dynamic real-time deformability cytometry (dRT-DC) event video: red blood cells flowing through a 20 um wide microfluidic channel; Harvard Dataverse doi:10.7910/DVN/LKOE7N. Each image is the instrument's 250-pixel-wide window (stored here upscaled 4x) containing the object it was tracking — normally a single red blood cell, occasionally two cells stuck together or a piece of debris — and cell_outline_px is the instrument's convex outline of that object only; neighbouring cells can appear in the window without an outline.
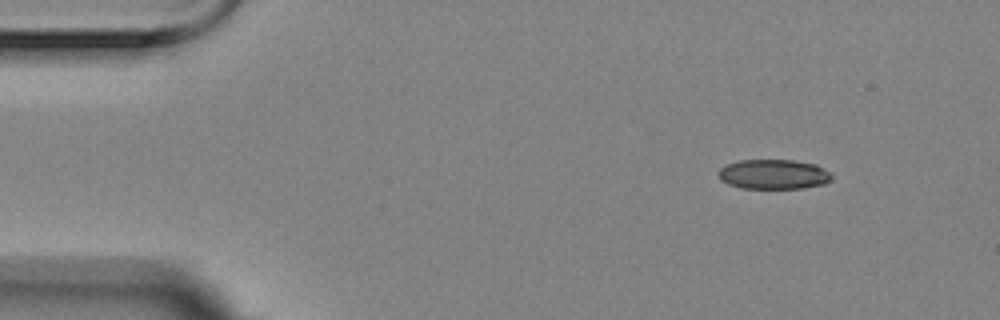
{"species": "Egyptian fruit bat (a non-hibernating species)", "species_latin": "Rousettus aegyptiacus", "temperature_condition": "room temperature", "stored_images_in_passage": 10, "camera_frame_rate_fps": 3000, "um_per_image_px": 0.085, "animal": {"sex": "female"}, "frame": {"image": 1, "passage_image": 1, "time_ms": 0.0, "image_size_px": [1000, 320], "cell_outline_px": [[832, 180], [824, 184], [800, 188], [744, 188], [728, 184], [720, 180], [716, 172], [724, 164], [736, 160], [796, 160], [816, 164], [832, 172]], "centroid_in_image_um": [65.74, 14.8], "position_along_channel_um": 19.3, "area_um2": 20.0}}
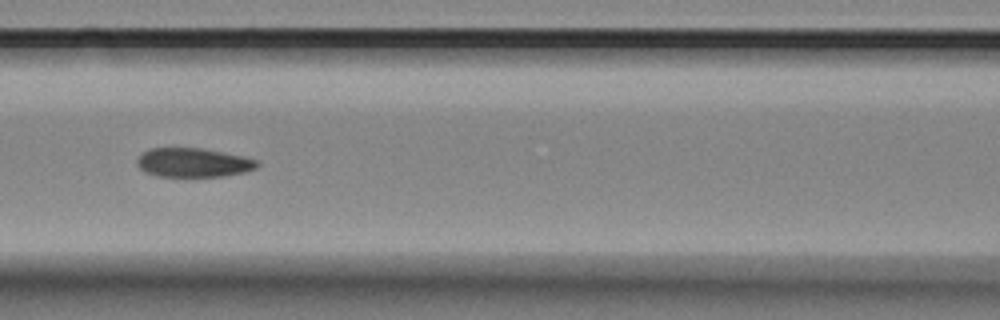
{"frame": {"image": 2, "passage_image": 6, "time_ms": 1.667, "image_size_px": [1000, 320], "cell_outline_px": [[260, 164], [256, 168], [244, 172], [224, 176], [156, 176], [144, 172], [136, 164], [136, 160], [144, 152], [152, 148], [200, 148], [244, 156], [256, 160]], "centroid_in_image_um": [16.42, 13.82], "position_along_channel_um": 150.2, "area_um2": 20.23}}
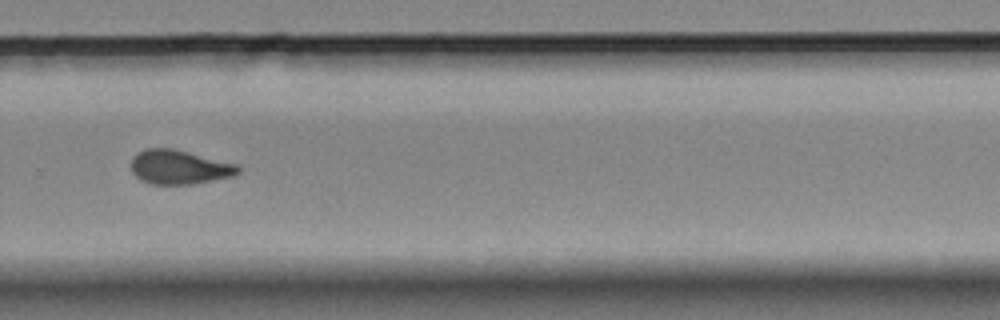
{"frame": {"image": 3, "passage_image": 10, "time_ms": 3.0, "image_size_px": [1000, 320], "cell_outline_px": [[240, 172], [232, 176], [192, 184], [148, 184], [140, 180], [132, 172], [132, 156], [144, 148], [172, 148], [236, 164], [240, 168]], "centroid_in_image_um": [15.19, 14.2], "position_along_channel_um": 314.6, "area_um2": 21.21}}